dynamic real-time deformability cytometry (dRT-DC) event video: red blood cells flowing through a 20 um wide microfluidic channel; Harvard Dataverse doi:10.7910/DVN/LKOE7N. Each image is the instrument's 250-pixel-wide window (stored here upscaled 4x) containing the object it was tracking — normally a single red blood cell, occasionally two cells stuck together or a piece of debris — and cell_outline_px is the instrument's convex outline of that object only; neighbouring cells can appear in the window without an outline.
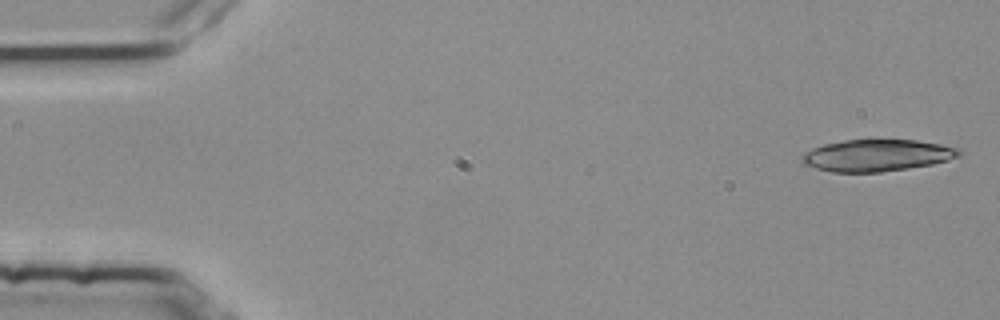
{"species": "common noctule bat (a hibernating species)", "species_latin": "Nyctalus noctula", "temperature_condition": "room temperature", "stored_images_in_passage": 4, "camera_frame_rate_fps": 3000, "um_per_image_px": 0.085, "animal": {"sex": "female", "body_mass_g": 25.1}, "frame": {"image": 1, "passage_image": 1, "time_ms": 0.0, "image_size_px": [1000, 320], "cell_outline_px": [[960, 156], [948, 160], [932, 164], [880, 172], [832, 172], [816, 168], [804, 164], [800, 156], [804, 152], [812, 148], [824, 144], [844, 140], [916, 140], [940, 144], [960, 148]], "centroid_in_image_um": [74.52, 13.2], "position_along_channel_um": 10.5, "area_um2": 29.02}}